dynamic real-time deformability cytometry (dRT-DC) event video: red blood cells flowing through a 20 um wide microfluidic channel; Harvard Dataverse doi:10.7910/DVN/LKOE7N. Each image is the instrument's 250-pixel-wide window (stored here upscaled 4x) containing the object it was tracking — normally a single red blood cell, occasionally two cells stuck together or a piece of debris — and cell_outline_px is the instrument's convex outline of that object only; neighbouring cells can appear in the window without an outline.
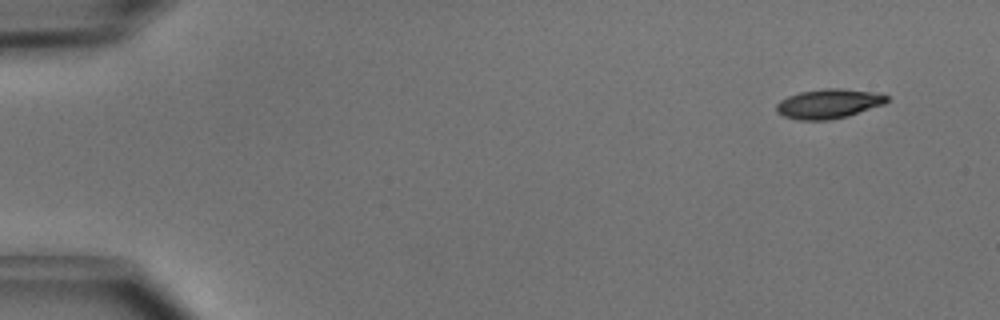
{"species": "common noctule bat (a hibernating species)", "species_latin": "Nyctalus noctula", "temperature_condition": "cold", "stored_images_in_passage": 4, "camera_frame_rate_fps": 3000, "um_per_image_px": 0.085, "animal": {"sex": "male", "body_mass_g": 15.6}, "frame": {"image": 1, "passage_image": 1, "time_ms": 0.0, "image_size_px": [1000, 320], "cell_outline_px": [[888, 100], [884, 104], [848, 116], [828, 120], [800, 120], [784, 116], [776, 112], [776, 104], [780, 100], [788, 96], [800, 92], [824, 88], [840, 88], [872, 92], [888, 96]], "centroid_in_image_um": [70.41, 8.82], "position_along_channel_um": 14.6, "area_um2": 18.9}}
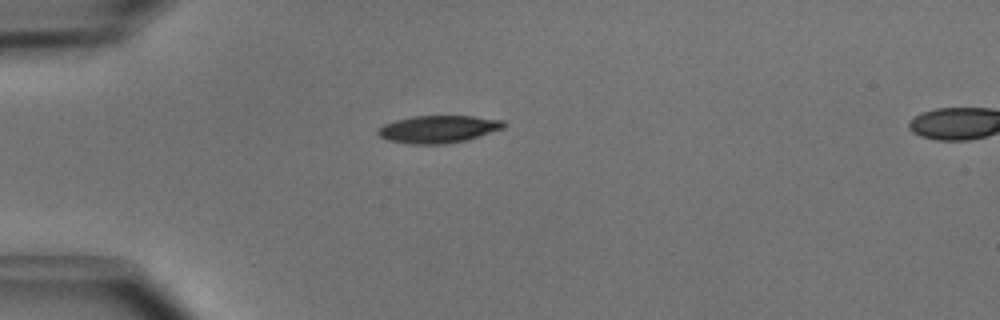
{"frame": {"image": 2, "passage_image": 3, "time_ms": 0.667, "image_size_px": [1000, 320], "cell_outline_px": [[508, 124], [504, 128], [468, 140], [448, 144], [408, 144], [388, 140], [380, 136], [376, 132], [384, 124], [396, 120], [412, 116], [472, 116], [504, 120]], "centroid_in_image_um": [37.3, 10.98], "position_along_channel_um": 47.7, "area_um2": 20.29}}